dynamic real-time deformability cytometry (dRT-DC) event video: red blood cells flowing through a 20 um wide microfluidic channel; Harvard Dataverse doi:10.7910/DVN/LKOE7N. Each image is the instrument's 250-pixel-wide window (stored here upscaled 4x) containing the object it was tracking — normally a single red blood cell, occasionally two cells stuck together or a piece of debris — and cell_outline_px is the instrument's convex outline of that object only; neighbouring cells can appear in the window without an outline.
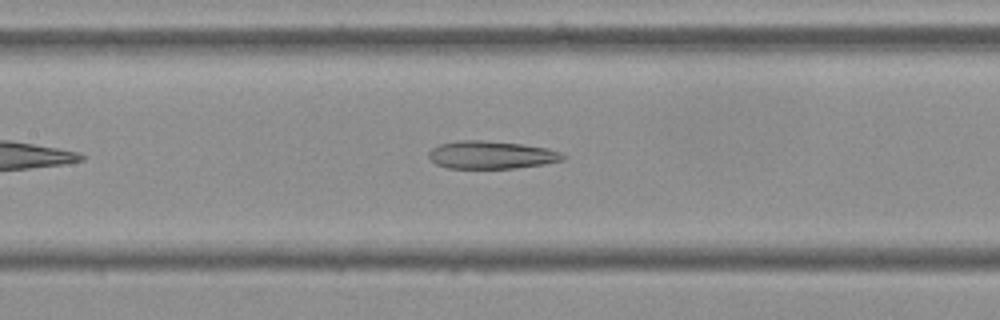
{"species": "Egyptian fruit bat (a non-hibernating species)", "species_latin": "Rousettus aegyptiacus", "temperature_condition": "cold", "stored_images_in_passage": 27, "camera_frame_rate_fps": 3000, "um_per_image_px": 0.085, "frame": {"image": 1, "passage_image": 13, "time_ms": 4.0, "image_size_px": [1000, 320], "cell_outline_px": [[568, 156], [564, 160], [544, 164], [516, 168], [448, 168], [436, 164], [428, 156], [428, 152], [432, 148], [440, 144], [460, 140], [484, 140], [520, 144], [548, 148], [560, 152]], "centroid_in_image_um": [41.78, 13.17], "position_along_channel_um": 165.6, "area_um2": 21.79}}
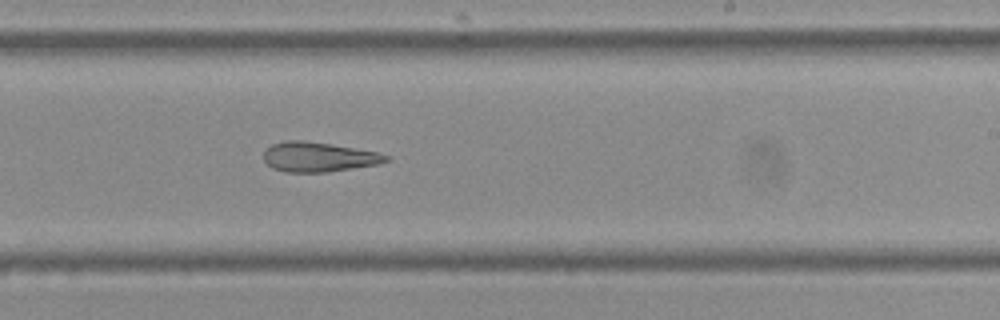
{"frame": {"image": 2, "passage_image": 21, "time_ms": 6.667, "image_size_px": [1000, 320], "cell_outline_px": [[392, 160], [376, 164], [328, 172], [284, 172], [272, 168], [264, 160], [264, 152], [272, 144], [284, 140], [304, 140], [332, 144], [376, 152], [392, 156]], "centroid_in_image_um": [27.08, 13.34], "position_along_channel_um": 261.9, "area_um2": 21.21}}
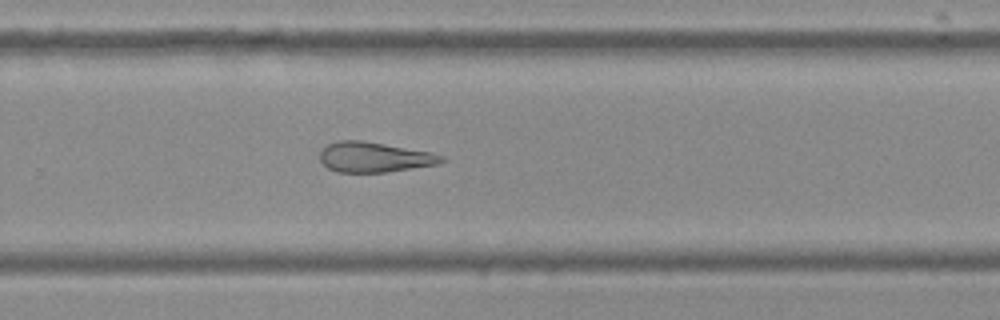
{"frame": {"image": 3, "passage_image": 24, "time_ms": 7.667, "image_size_px": [1000, 320], "cell_outline_px": [[444, 160], [436, 164], [388, 172], [336, 172], [328, 168], [320, 160], [320, 152], [328, 144], [340, 140], [360, 140], [432, 152], [444, 156]], "centroid_in_image_um": [31.8, 13.36], "position_along_channel_um": 298.0, "area_um2": 21.15}}